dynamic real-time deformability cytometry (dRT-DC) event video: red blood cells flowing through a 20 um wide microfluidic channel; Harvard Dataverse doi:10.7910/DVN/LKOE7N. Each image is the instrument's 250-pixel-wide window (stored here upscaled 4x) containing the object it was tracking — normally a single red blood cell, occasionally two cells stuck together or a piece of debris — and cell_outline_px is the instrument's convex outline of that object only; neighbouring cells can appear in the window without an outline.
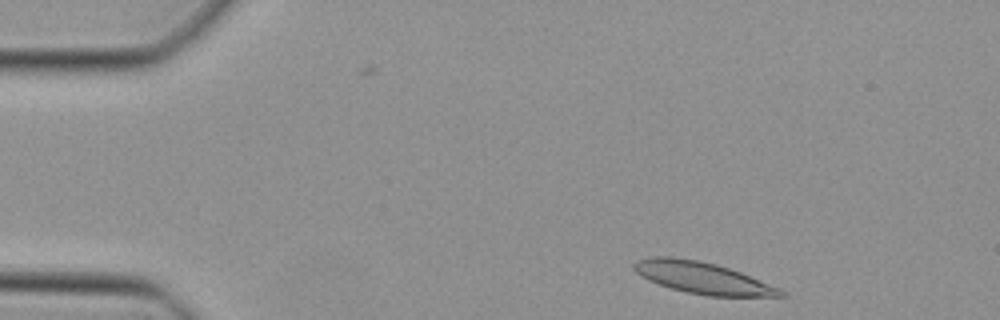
{"species": "Egyptian fruit bat (a non-hibernating species)", "species_latin": "Rousettus aegyptiacus", "temperature_condition": "cold", "stored_images_in_passage": 42, "camera_frame_rate_fps": 3000, "um_per_image_px": 0.085, "animal": {"sex": "female"}, "frame": {"image": 1, "passage_image": 2, "time_ms": 0.333, "image_size_px": [1000, 320], "cell_outline_px": [[788, 296], [708, 296], [684, 292], [648, 280], [640, 276], [632, 268], [632, 264], [636, 260], [648, 256], [672, 256], [700, 260], [716, 264], [740, 272], [780, 288]], "centroid_in_image_um": [59.66, 23.6], "position_along_channel_um": 25.3, "area_um2": 27.17}}
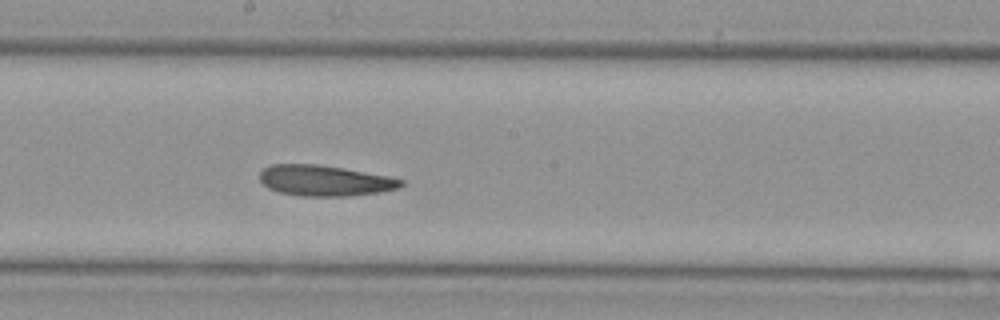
{"frame": {"image": 2, "passage_image": 21, "time_ms": 6.667, "image_size_px": [1000, 320], "cell_outline_px": [[404, 184], [400, 188], [380, 192], [348, 196], [300, 196], [280, 192], [268, 188], [260, 180], [260, 172], [264, 168], [272, 164], [320, 164], [388, 176], [404, 180]], "centroid_in_image_um": [27.61, 15.35], "position_along_channel_um": 220.6, "area_um2": 25.32}}
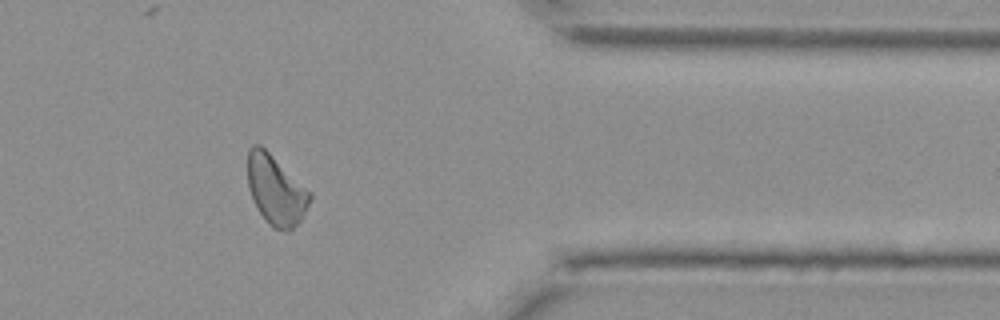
{"frame": {"image": 3, "passage_image": 34, "time_ms": 11.0, "image_size_px": [1000, 320], "cell_outline_px": [[312, 196], [300, 220], [288, 232], [284, 232], [272, 228], [268, 224], [256, 208], [252, 200], [248, 188], [248, 148], [252, 144], [260, 144], [312, 192]], "centroid_in_image_um": [23.42, 16.16], "position_along_channel_um": 388.0, "area_um2": 25.37}}